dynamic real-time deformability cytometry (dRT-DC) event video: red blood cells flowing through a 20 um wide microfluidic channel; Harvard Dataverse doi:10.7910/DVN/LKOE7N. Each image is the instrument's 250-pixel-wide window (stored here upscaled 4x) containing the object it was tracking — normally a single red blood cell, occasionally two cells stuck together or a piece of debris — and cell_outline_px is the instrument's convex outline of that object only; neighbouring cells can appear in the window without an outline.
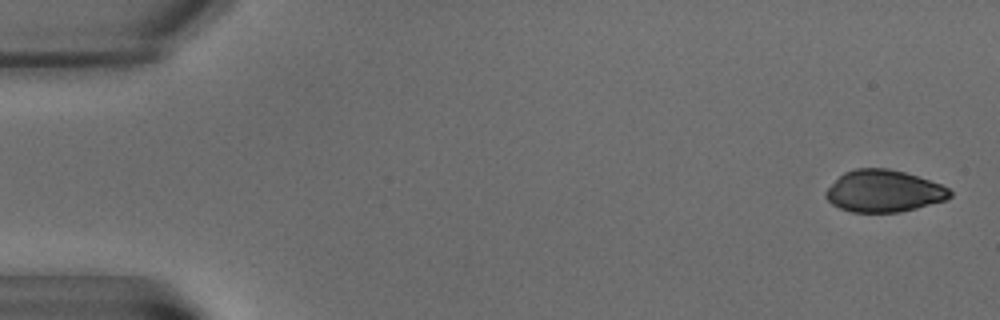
{"species": "common noctule bat (a hibernating species)", "species_latin": "Nyctalus noctula", "temperature_condition": "warm", "stored_images_in_passage": 13, "camera_frame_rate_fps": 3000, "um_per_image_px": 0.085, "animal": {"sex": "male", "body_mass_g": 15.6}, "frame": {"image": 1, "passage_image": 1, "time_ms": 0.0, "image_size_px": [1000, 320], "cell_outline_px": [[952, 196], [944, 200], [916, 208], [900, 212], [852, 212], [840, 208], [832, 204], [824, 196], [824, 192], [844, 172], [856, 168], [888, 168], [904, 172], [940, 184], [948, 188], [952, 192]], "centroid_in_image_um": [75.1, 16.24], "position_along_channel_um": 9.9, "area_um2": 30.11}}